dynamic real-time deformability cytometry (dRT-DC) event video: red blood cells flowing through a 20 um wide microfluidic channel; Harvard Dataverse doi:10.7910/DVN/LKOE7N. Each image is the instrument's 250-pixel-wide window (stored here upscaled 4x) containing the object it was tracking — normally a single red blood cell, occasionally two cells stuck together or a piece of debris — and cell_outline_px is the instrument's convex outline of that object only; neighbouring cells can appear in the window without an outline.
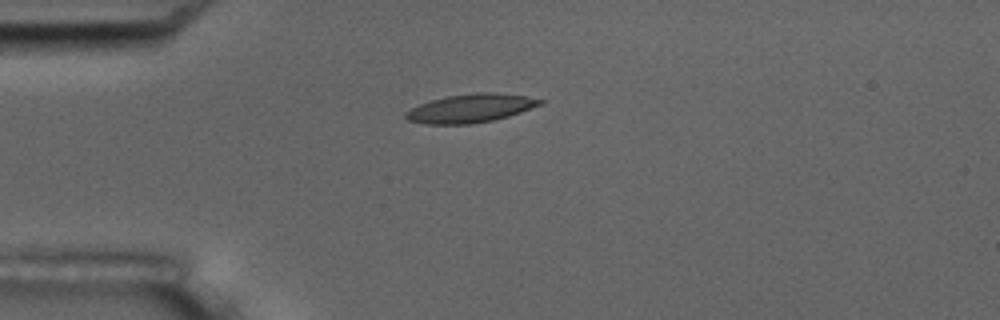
{"species": "common noctule bat (a hibernating species)", "species_latin": "Nyctalus noctula", "temperature_condition": "room temperature", "stored_images_in_passage": 10, "camera_frame_rate_fps": 3000, "um_per_image_px": 0.085, "animal": {"sex": "male", "body_mass_g": 17.5, "forearm_length_mm": 52.3}, "frame": {"image": 1, "passage_image": 4, "time_ms": 4.333, "image_size_px": [1000, 320], "cell_outline_px": [[544, 104], [508, 116], [492, 120], [472, 124], [424, 124], [408, 120], [404, 116], [404, 112], [420, 104], [432, 100], [448, 96], [476, 92], [496, 92], [524, 96], [544, 100]], "centroid_in_image_um": [40.0, 9.2], "position_along_channel_um": 45.0, "area_um2": 22.25}}
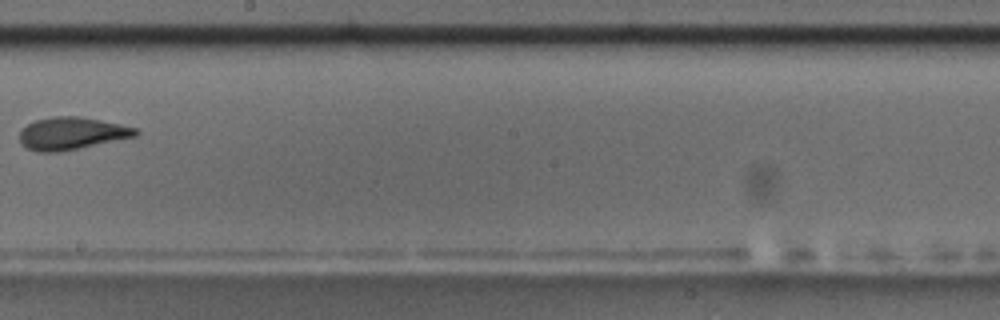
{"frame": {"image": 2, "passage_image": 9, "time_ms": 10.333, "image_size_px": [1000, 320], "cell_outline_px": [[140, 132], [136, 136], [56, 152], [36, 152], [28, 148], [20, 140], [20, 132], [28, 124], [36, 120], [52, 116], [80, 116], [140, 128]], "centroid_in_image_um": [6.12, 11.32], "position_along_channel_um": 242.1, "area_um2": 21.62}}